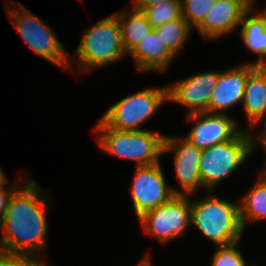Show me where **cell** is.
Masks as SVG:
<instances>
[{
	"instance_id": "obj_11",
	"label": "cell",
	"mask_w": 266,
	"mask_h": 266,
	"mask_svg": "<svg viewBox=\"0 0 266 266\" xmlns=\"http://www.w3.org/2000/svg\"><path fill=\"white\" fill-rule=\"evenodd\" d=\"M218 71H206L167 86V100L185 106L187 114L209 112Z\"/></svg>"
},
{
	"instance_id": "obj_8",
	"label": "cell",
	"mask_w": 266,
	"mask_h": 266,
	"mask_svg": "<svg viewBox=\"0 0 266 266\" xmlns=\"http://www.w3.org/2000/svg\"><path fill=\"white\" fill-rule=\"evenodd\" d=\"M188 196L175 195L167 203L148 210L139 222L144 232L162 244L182 237L191 225V206Z\"/></svg>"
},
{
	"instance_id": "obj_19",
	"label": "cell",
	"mask_w": 266,
	"mask_h": 266,
	"mask_svg": "<svg viewBox=\"0 0 266 266\" xmlns=\"http://www.w3.org/2000/svg\"><path fill=\"white\" fill-rule=\"evenodd\" d=\"M258 179L239 204L244 231L249 222L266 219V176L260 174Z\"/></svg>"
},
{
	"instance_id": "obj_6",
	"label": "cell",
	"mask_w": 266,
	"mask_h": 266,
	"mask_svg": "<svg viewBox=\"0 0 266 266\" xmlns=\"http://www.w3.org/2000/svg\"><path fill=\"white\" fill-rule=\"evenodd\" d=\"M252 151L245 129L233 140L217 143L202 150L200 176L203 189L212 193L217 184L245 163Z\"/></svg>"
},
{
	"instance_id": "obj_25",
	"label": "cell",
	"mask_w": 266,
	"mask_h": 266,
	"mask_svg": "<svg viewBox=\"0 0 266 266\" xmlns=\"http://www.w3.org/2000/svg\"><path fill=\"white\" fill-rule=\"evenodd\" d=\"M27 179L28 178L26 176L24 177V179L18 177L16 179L17 181L15 180L14 182L11 183V186L9 187L10 189L9 188L8 189L7 188L0 189V221H1L4 213L6 212L10 197L21 186L19 183H21V184L25 183V181Z\"/></svg>"
},
{
	"instance_id": "obj_13",
	"label": "cell",
	"mask_w": 266,
	"mask_h": 266,
	"mask_svg": "<svg viewBox=\"0 0 266 266\" xmlns=\"http://www.w3.org/2000/svg\"><path fill=\"white\" fill-rule=\"evenodd\" d=\"M253 0H216L204 20L195 28L206 40H215L236 31Z\"/></svg>"
},
{
	"instance_id": "obj_32",
	"label": "cell",
	"mask_w": 266,
	"mask_h": 266,
	"mask_svg": "<svg viewBox=\"0 0 266 266\" xmlns=\"http://www.w3.org/2000/svg\"><path fill=\"white\" fill-rule=\"evenodd\" d=\"M3 252L2 250V244H1V238H0V253Z\"/></svg>"
},
{
	"instance_id": "obj_5",
	"label": "cell",
	"mask_w": 266,
	"mask_h": 266,
	"mask_svg": "<svg viewBox=\"0 0 266 266\" xmlns=\"http://www.w3.org/2000/svg\"><path fill=\"white\" fill-rule=\"evenodd\" d=\"M14 6V7H13ZM15 2L12 7H5L9 12L15 29L26 45L38 56L55 66L73 71V63L63 43H61L52 30L38 16L34 15L26 7ZM12 8V9H11Z\"/></svg>"
},
{
	"instance_id": "obj_21",
	"label": "cell",
	"mask_w": 266,
	"mask_h": 266,
	"mask_svg": "<svg viewBox=\"0 0 266 266\" xmlns=\"http://www.w3.org/2000/svg\"><path fill=\"white\" fill-rule=\"evenodd\" d=\"M145 13L152 28L182 17L181 0H171L146 7Z\"/></svg>"
},
{
	"instance_id": "obj_1",
	"label": "cell",
	"mask_w": 266,
	"mask_h": 266,
	"mask_svg": "<svg viewBox=\"0 0 266 266\" xmlns=\"http://www.w3.org/2000/svg\"><path fill=\"white\" fill-rule=\"evenodd\" d=\"M27 179L10 197L0 221L2 250L28 255L44 261L47 236V195L41 187ZM38 253V254H37Z\"/></svg>"
},
{
	"instance_id": "obj_26",
	"label": "cell",
	"mask_w": 266,
	"mask_h": 266,
	"mask_svg": "<svg viewBox=\"0 0 266 266\" xmlns=\"http://www.w3.org/2000/svg\"><path fill=\"white\" fill-rule=\"evenodd\" d=\"M263 121V122H262ZM262 124H264L263 126V128L261 129V130H263V131H260L259 132V138H260V140H256L255 138H254V136L252 137V135H251V133L247 130V134H248V138H249V141H250V145H251V147H252V150L254 151L255 149H257V147H260V145H262L264 142H266V112L263 114V115H261V116H259L252 124H251V126L250 127H255L256 125H261V123ZM258 142H259V144H258ZM261 142V143H260Z\"/></svg>"
},
{
	"instance_id": "obj_17",
	"label": "cell",
	"mask_w": 266,
	"mask_h": 266,
	"mask_svg": "<svg viewBox=\"0 0 266 266\" xmlns=\"http://www.w3.org/2000/svg\"><path fill=\"white\" fill-rule=\"evenodd\" d=\"M242 104L250 125L266 112V66L256 65L249 72Z\"/></svg>"
},
{
	"instance_id": "obj_9",
	"label": "cell",
	"mask_w": 266,
	"mask_h": 266,
	"mask_svg": "<svg viewBox=\"0 0 266 266\" xmlns=\"http://www.w3.org/2000/svg\"><path fill=\"white\" fill-rule=\"evenodd\" d=\"M179 190L166 184L161 163L138 166L131 185V198L136 216L167 203Z\"/></svg>"
},
{
	"instance_id": "obj_4",
	"label": "cell",
	"mask_w": 266,
	"mask_h": 266,
	"mask_svg": "<svg viewBox=\"0 0 266 266\" xmlns=\"http://www.w3.org/2000/svg\"><path fill=\"white\" fill-rule=\"evenodd\" d=\"M75 54L79 73L106 67L128 56L116 15H109L85 29Z\"/></svg>"
},
{
	"instance_id": "obj_10",
	"label": "cell",
	"mask_w": 266,
	"mask_h": 266,
	"mask_svg": "<svg viewBox=\"0 0 266 266\" xmlns=\"http://www.w3.org/2000/svg\"><path fill=\"white\" fill-rule=\"evenodd\" d=\"M187 120L195 124L184 138L201 150L217 143L233 140L244 130L239 128L237 122L226 113L187 114Z\"/></svg>"
},
{
	"instance_id": "obj_14",
	"label": "cell",
	"mask_w": 266,
	"mask_h": 266,
	"mask_svg": "<svg viewBox=\"0 0 266 266\" xmlns=\"http://www.w3.org/2000/svg\"><path fill=\"white\" fill-rule=\"evenodd\" d=\"M255 66L251 63H243L219 72L209 103L210 113L225 114L226 110L243 102L248 74Z\"/></svg>"
},
{
	"instance_id": "obj_24",
	"label": "cell",
	"mask_w": 266,
	"mask_h": 266,
	"mask_svg": "<svg viewBox=\"0 0 266 266\" xmlns=\"http://www.w3.org/2000/svg\"><path fill=\"white\" fill-rule=\"evenodd\" d=\"M40 260L28 255L0 253V266H48L45 261Z\"/></svg>"
},
{
	"instance_id": "obj_31",
	"label": "cell",
	"mask_w": 266,
	"mask_h": 266,
	"mask_svg": "<svg viewBox=\"0 0 266 266\" xmlns=\"http://www.w3.org/2000/svg\"><path fill=\"white\" fill-rule=\"evenodd\" d=\"M262 11H263V12H262ZM262 11H260V13H261L263 16L266 17V8H265V10H262Z\"/></svg>"
},
{
	"instance_id": "obj_27",
	"label": "cell",
	"mask_w": 266,
	"mask_h": 266,
	"mask_svg": "<svg viewBox=\"0 0 266 266\" xmlns=\"http://www.w3.org/2000/svg\"><path fill=\"white\" fill-rule=\"evenodd\" d=\"M133 8L138 10H144L148 6H153L158 3L164 2V1H171V0H133Z\"/></svg>"
},
{
	"instance_id": "obj_18",
	"label": "cell",
	"mask_w": 266,
	"mask_h": 266,
	"mask_svg": "<svg viewBox=\"0 0 266 266\" xmlns=\"http://www.w3.org/2000/svg\"><path fill=\"white\" fill-rule=\"evenodd\" d=\"M121 30L122 43L128 54L153 28L142 10L125 8L114 13Z\"/></svg>"
},
{
	"instance_id": "obj_12",
	"label": "cell",
	"mask_w": 266,
	"mask_h": 266,
	"mask_svg": "<svg viewBox=\"0 0 266 266\" xmlns=\"http://www.w3.org/2000/svg\"><path fill=\"white\" fill-rule=\"evenodd\" d=\"M166 152L174 154V169L182 188L179 195L187 196L203 188L200 176L201 149L193 146L185 138L165 135L162 154Z\"/></svg>"
},
{
	"instance_id": "obj_28",
	"label": "cell",
	"mask_w": 266,
	"mask_h": 266,
	"mask_svg": "<svg viewBox=\"0 0 266 266\" xmlns=\"http://www.w3.org/2000/svg\"><path fill=\"white\" fill-rule=\"evenodd\" d=\"M150 254L147 253L145 257L142 258V260H140L139 263L136 264V266H151V260H150V257L149 256Z\"/></svg>"
},
{
	"instance_id": "obj_16",
	"label": "cell",
	"mask_w": 266,
	"mask_h": 266,
	"mask_svg": "<svg viewBox=\"0 0 266 266\" xmlns=\"http://www.w3.org/2000/svg\"><path fill=\"white\" fill-rule=\"evenodd\" d=\"M256 0H253V6L244 14L240 23L242 26L240 34L242 42L245 47L255 54H258L259 59L257 61L245 62L259 66H266V17L259 11L253 14L254 4Z\"/></svg>"
},
{
	"instance_id": "obj_2",
	"label": "cell",
	"mask_w": 266,
	"mask_h": 266,
	"mask_svg": "<svg viewBox=\"0 0 266 266\" xmlns=\"http://www.w3.org/2000/svg\"><path fill=\"white\" fill-rule=\"evenodd\" d=\"M190 206L191 224L217 247L232 245L243 237L239 203L212 195L190 201Z\"/></svg>"
},
{
	"instance_id": "obj_20",
	"label": "cell",
	"mask_w": 266,
	"mask_h": 266,
	"mask_svg": "<svg viewBox=\"0 0 266 266\" xmlns=\"http://www.w3.org/2000/svg\"><path fill=\"white\" fill-rule=\"evenodd\" d=\"M191 28L188 22L181 17L180 19L172 20L154 29L165 46L176 56L189 38L192 30Z\"/></svg>"
},
{
	"instance_id": "obj_30",
	"label": "cell",
	"mask_w": 266,
	"mask_h": 266,
	"mask_svg": "<svg viewBox=\"0 0 266 266\" xmlns=\"http://www.w3.org/2000/svg\"><path fill=\"white\" fill-rule=\"evenodd\" d=\"M262 146H263V148H265V150H266V142H264V143L262 144ZM259 173H261V175L266 176V168H264V169L262 170V172H259Z\"/></svg>"
},
{
	"instance_id": "obj_29",
	"label": "cell",
	"mask_w": 266,
	"mask_h": 266,
	"mask_svg": "<svg viewBox=\"0 0 266 266\" xmlns=\"http://www.w3.org/2000/svg\"><path fill=\"white\" fill-rule=\"evenodd\" d=\"M6 174L3 173L2 169L0 168V189L5 188L7 184Z\"/></svg>"
},
{
	"instance_id": "obj_15",
	"label": "cell",
	"mask_w": 266,
	"mask_h": 266,
	"mask_svg": "<svg viewBox=\"0 0 266 266\" xmlns=\"http://www.w3.org/2000/svg\"><path fill=\"white\" fill-rule=\"evenodd\" d=\"M127 55L133 57L138 70L142 72H164L176 57L165 46L154 28Z\"/></svg>"
},
{
	"instance_id": "obj_7",
	"label": "cell",
	"mask_w": 266,
	"mask_h": 266,
	"mask_svg": "<svg viewBox=\"0 0 266 266\" xmlns=\"http://www.w3.org/2000/svg\"><path fill=\"white\" fill-rule=\"evenodd\" d=\"M167 100V86L148 88L122 98L102 115L100 120L120 131H139L142 124L156 114Z\"/></svg>"
},
{
	"instance_id": "obj_3",
	"label": "cell",
	"mask_w": 266,
	"mask_h": 266,
	"mask_svg": "<svg viewBox=\"0 0 266 266\" xmlns=\"http://www.w3.org/2000/svg\"><path fill=\"white\" fill-rule=\"evenodd\" d=\"M93 128L103 153L126 158L138 166L160 162L165 135L147 130L120 131L106 126L101 120ZM100 135V136H99Z\"/></svg>"
},
{
	"instance_id": "obj_22",
	"label": "cell",
	"mask_w": 266,
	"mask_h": 266,
	"mask_svg": "<svg viewBox=\"0 0 266 266\" xmlns=\"http://www.w3.org/2000/svg\"><path fill=\"white\" fill-rule=\"evenodd\" d=\"M216 0H181L182 17L196 28L213 7Z\"/></svg>"
},
{
	"instance_id": "obj_23",
	"label": "cell",
	"mask_w": 266,
	"mask_h": 266,
	"mask_svg": "<svg viewBox=\"0 0 266 266\" xmlns=\"http://www.w3.org/2000/svg\"><path fill=\"white\" fill-rule=\"evenodd\" d=\"M239 242L228 246H219L214 251L211 266H248L239 251Z\"/></svg>"
}]
</instances>
